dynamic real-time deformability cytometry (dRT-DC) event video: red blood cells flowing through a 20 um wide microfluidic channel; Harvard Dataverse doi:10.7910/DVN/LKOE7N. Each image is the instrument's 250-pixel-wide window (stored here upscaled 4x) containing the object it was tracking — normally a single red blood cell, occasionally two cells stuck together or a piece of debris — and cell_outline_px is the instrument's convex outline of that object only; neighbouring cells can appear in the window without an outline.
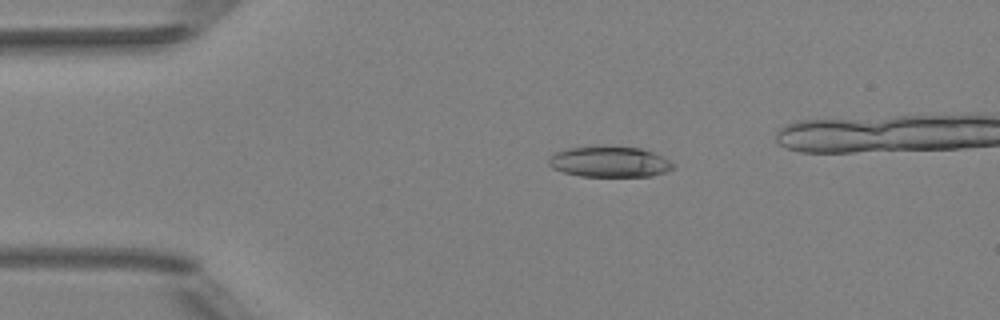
{"species": "Egyptian fruit bat (a non-hibernating species)", "species_latin": "Rousettus aegyptiacus", "temperature_condition": "room temperature", "stored_images_in_passage": 4, "camera_frame_rate_fps": 3000, "um_per_image_px": 0.085, "animal": {"sex": "female"}, "frame": {"image": 1, "passage_image": 1, "time_ms": 0.0, "image_size_px": [1000, 320], "cell_outline_px": [[676, 168], [652, 176], [580, 176], [564, 172], [552, 168], [548, 164], [548, 160], [556, 152], [568, 148], [600, 144], [640, 148], [652, 152], [668, 160]], "centroid_in_image_um": [51.78, 13.73], "position_along_channel_um": 33.2, "area_um2": 22.54}}